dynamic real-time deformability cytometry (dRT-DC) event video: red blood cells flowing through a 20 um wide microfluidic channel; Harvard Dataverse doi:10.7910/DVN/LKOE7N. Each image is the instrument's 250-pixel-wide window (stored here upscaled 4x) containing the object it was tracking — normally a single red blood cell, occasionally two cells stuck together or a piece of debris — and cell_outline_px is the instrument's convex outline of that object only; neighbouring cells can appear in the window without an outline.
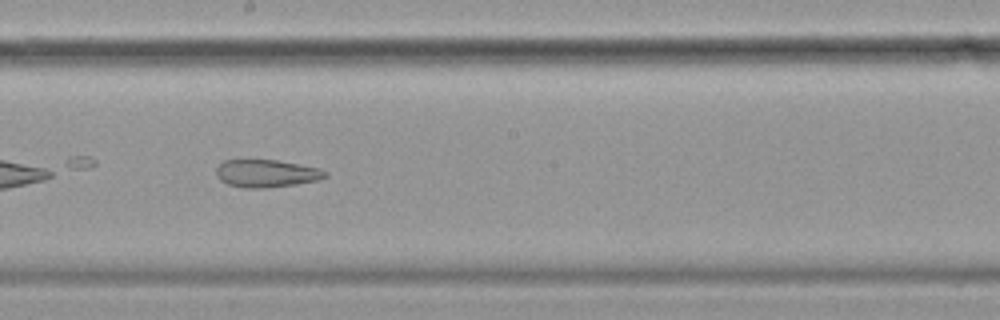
{"species": "common noctule bat (a hibernating species)", "species_latin": "Nyctalus noctula", "temperature_condition": "cold", "stored_images_in_passage": 37, "camera_frame_rate_fps": 3000, "um_per_image_px": 0.085, "animal": {"sex": "female", "body_mass_g": 19.9}, "frame": {"image": 1, "passage_image": 16, "time_ms": 5.0, "image_size_px": [1000, 320], "cell_outline_px": [[328, 176], [320, 180], [296, 184], [264, 188], [244, 188], [228, 184], [220, 180], [216, 176], [216, 168], [224, 160], [276, 160], [320, 168], [328, 172]], "centroid_in_image_um": [22.67, 14.74], "position_along_channel_um": 225.5, "area_um2": 17.63}, "authors_computed_cell_mechanics": {"area_um2": 19.8832, "velocity_mm_per_s": 3.4737, "shape_relaxation_time_tau1_ms": null, "shape_relaxation_time_tau2_ms": 4.5033, "deformation_change_tau1": null, "deformation_change_tau2": 0.1315}}